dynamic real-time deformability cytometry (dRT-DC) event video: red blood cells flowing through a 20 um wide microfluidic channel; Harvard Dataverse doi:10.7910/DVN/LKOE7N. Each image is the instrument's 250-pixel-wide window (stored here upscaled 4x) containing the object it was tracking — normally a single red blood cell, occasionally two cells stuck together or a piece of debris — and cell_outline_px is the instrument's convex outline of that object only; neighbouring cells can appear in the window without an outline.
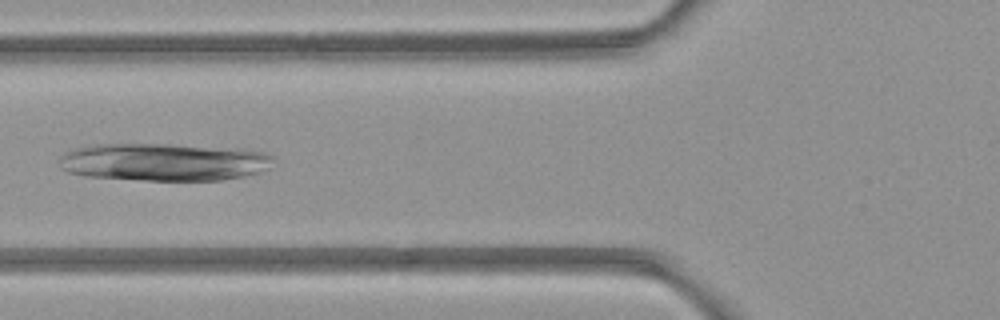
{"species": "common noctule bat (a hibernating species)", "species_latin": "Nyctalus noctula", "temperature_condition": "room temperature", "stored_images_in_passage": 6, "camera_frame_rate_fps": 3000, "um_per_image_px": 0.085, "animal": {"sex": "female", "body_mass_g": 21.9}, "frame": {"image": 1, "passage_image": 5, "time_ms": 4.667, "image_size_px": [1000, 320], "cell_outline_px": [[272, 160], [268, 168], [260, 172], [244, 176], [220, 180], [144, 180], [84, 176], [68, 172], [60, 168], [60, 156], [64, 152], [76, 148], [96, 144], [168, 144], [236, 148], [268, 152], [272, 156]], "centroid_in_image_um": [13.92, 13.76], "position_along_channel_um": 111.9, "area_um2": 47.16}}
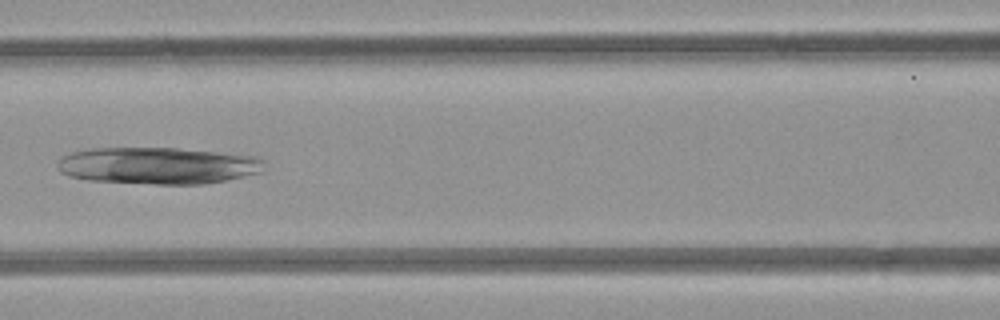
{"frame": {"image": 2, "passage_image": 6, "time_ms": 5.667, "image_size_px": [1000, 320], "cell_outline_px": [[264, 160], [260, 172], [224, 180], [204, 184], [156, 184], [88, 180], [68, 176], [60, 172], [56, 168], [56, 164], [64, 156], [72, 152], [92, 148], [176, 148], [260, 156]], "centroid_in_image_um": [13.39, 14.07], "position_along_channel_um": 153.2, "area_um2": 44.33}}